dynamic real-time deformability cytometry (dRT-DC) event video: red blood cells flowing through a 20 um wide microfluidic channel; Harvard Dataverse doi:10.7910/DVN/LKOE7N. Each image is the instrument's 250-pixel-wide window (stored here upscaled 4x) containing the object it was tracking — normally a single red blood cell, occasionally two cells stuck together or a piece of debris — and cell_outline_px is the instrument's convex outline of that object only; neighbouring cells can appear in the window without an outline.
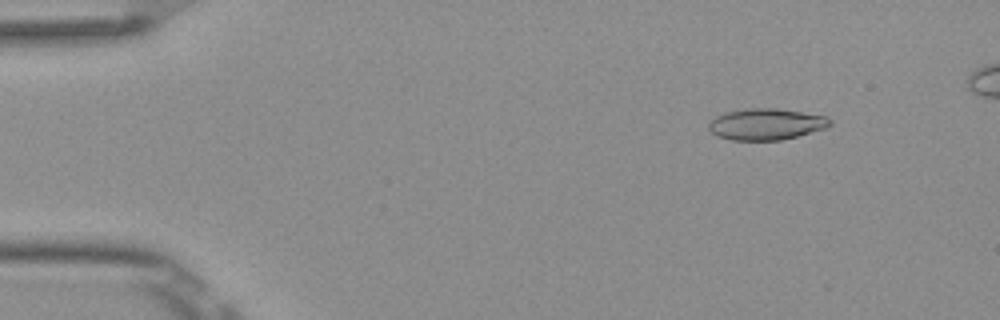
{"species": "Egyptian fruit bat (a non-hibernating species)", "species_latin": "Rousettus aegyptiacus", "temperature_condition": "room temperature", "stored_images_in_passage": 46, "camera_frame_rate_fps": 3000, "um_per_image_px": 0.085, "frame": {"image": 1, "passage_image": 2, "time_ms": 0.333, "image_size_px": [1000, 320], "cell_outline_px": [[832, 124], [828, 128], [780, 140], [732, 140], [716, 136], [708, 128], [708, 124], [716, 116], [728, 112], [748, 108], [776, 108], [828, 116], [832, 120]], "centroid_in_image_um": [65.16, 10.55], "position_along_channel_um": 19.8, "area_um2": 22.2}}
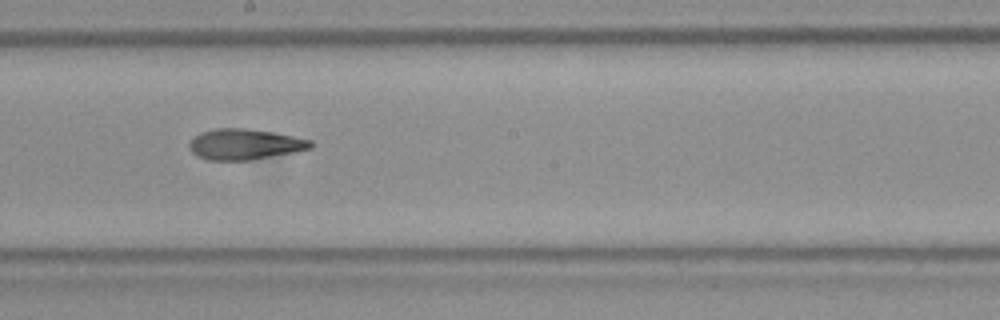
{"frame": {"image": 2, "passage_image": 25, "time_ms": 8.0, "image_size_px": [1000, 320], "cell_outline_px": [[316, 144], [312, 148], [296, 152], [248, 160], [208, 160], [196, 156], [192, 152], [188, 144], [200, 132], [216, 128], [248, 128], [272, 132], [312, 140]], "centroid_in_image_um": [20.83, 12.26], "position_along_channel_um": 227.4, "area_um2": 21.79}}
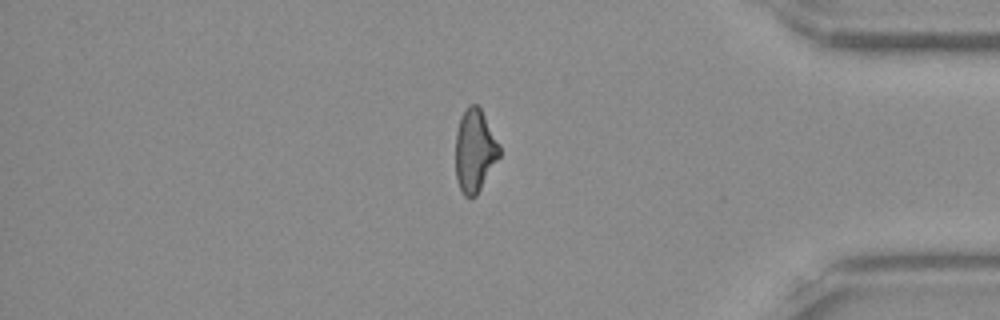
{"frame": {"image": 3, "passage_image": 40, "time_ms": 13.0, "image_size_px": [1000, 320], "cell_outline_px": [[500, 156], [476, 196], [464, 196], [456, 180], [456, 132], [460, 116], [468, 104], [476, 104], [480, 108], [500, 144]], "centroid_in_image_um": [40.35, 12.79], "position_along_channel_um": 394.8, "area_um2": 21.15}}